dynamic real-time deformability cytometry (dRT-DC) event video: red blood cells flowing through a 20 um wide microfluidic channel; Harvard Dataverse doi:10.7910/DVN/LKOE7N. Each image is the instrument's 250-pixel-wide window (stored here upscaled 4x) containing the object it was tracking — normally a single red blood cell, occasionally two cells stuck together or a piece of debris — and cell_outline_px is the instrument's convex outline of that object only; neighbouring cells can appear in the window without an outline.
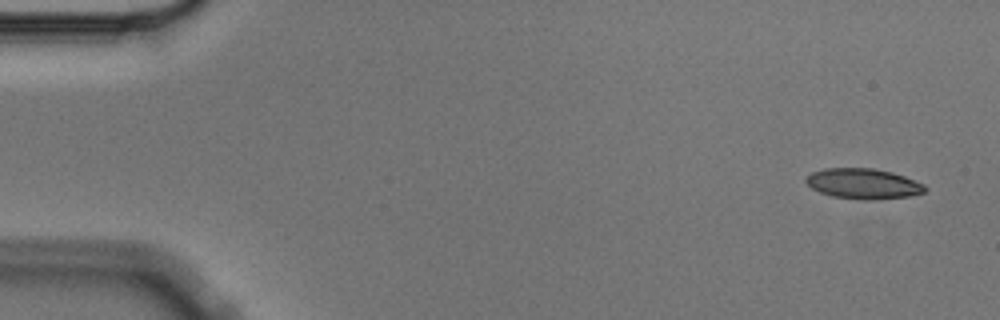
{"species": "Egyptian fruit bat (a non-hibernating species)", "species_latin": "Rousettus aegyptiacus", "temperature_condition": "cold", "stored_images_in_passage": 5, "camera_frame_rate_fps": 3000, "um_per_image_px": 0.085, "animal": {"sex": "male"}, "frame": {"image": 1, "passage_image": 1, "time_ms": 0.0, "image_size_px": [1000, 320], "cell_outline_px": [[928, 188], [924, 192], [908, 196], [876, 200], [860, 200], [832, 196], [820, 192], [812, 188], [804, 180], [812, 172], [828, 168], [872, 168], [892, 172], [904, 176], [924, 184]], "centroid_in_image_um": [73.39, 15.62], "position_along_channel_um": 11.6, "area_um2": 21.04}}
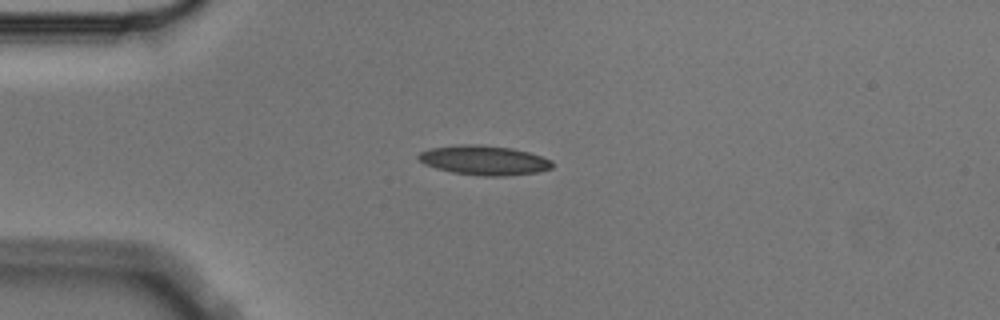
{"frame": {"image": 2, "passage_image": 4, "time_ms": 1.0, "image_size_px": [1000, 320], "cell_outline_px": [[552, 168], [536, 172], [504, 176], [484, 176], [452, 172], [436, 168], [424, 164], [416, 156], [420, 152], [432, 148], [460, 144], [480, 144], [512, 148], [528, 152], [552, 160]], "centroid_in_image_um": [41.13, 13.61], "position_along_channel_um": 43.9, "area_um2": 22.89}}